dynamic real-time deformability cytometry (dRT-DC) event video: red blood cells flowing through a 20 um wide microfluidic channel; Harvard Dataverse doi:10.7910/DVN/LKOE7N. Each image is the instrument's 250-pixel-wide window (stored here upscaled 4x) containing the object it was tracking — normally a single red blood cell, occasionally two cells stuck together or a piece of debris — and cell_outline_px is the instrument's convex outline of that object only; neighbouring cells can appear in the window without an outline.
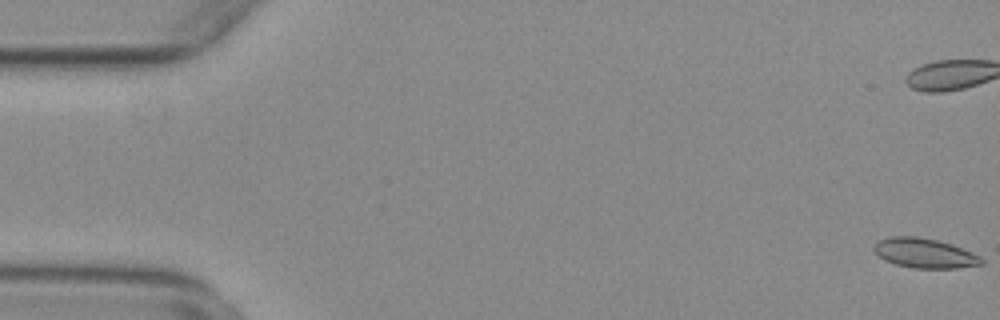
{"species": "common noctule bat (a hibernating species)", "species_latin": "Nyctalus noctula", "temperature_condition": "warm", "stored_images_in_passage": 56, "camera_frame_rate_fps": 3000, "um_per_image_px": 0.085, "animal": {"sex": "female", "body_mass_g": 29.2, "forearm_length_mm": 56.3}, "frame": {"image": 1, "passage_image": 1, "time_ms": 0.0, "image_size_px": [1000, 320], "cell_outline_px": [[984, 264], [956, 268], [912, 268], [896, 264], [884, 260], [872, 248], [880, 240], [888, 236], [916, 236], [936, 240], [952, 244], [972, 252], [980, 256], [984, 260]], "centroid_in_image_um": [78.61, 21.52], "position_along_channel_um": 6.4, "area_um2": 18.55}, "authors_computed_cell_mechanics": {"area_um2": 18.5249, "velocity_mm_per_s": 3.7476, "shape_relaxation_time_tau1_ms": 10.8045, "shape_relaxation_time_tau2_ms": 1.807, "deformation_change_tau1": 0.1789, "deformation_change_tau2": 0.0488}}